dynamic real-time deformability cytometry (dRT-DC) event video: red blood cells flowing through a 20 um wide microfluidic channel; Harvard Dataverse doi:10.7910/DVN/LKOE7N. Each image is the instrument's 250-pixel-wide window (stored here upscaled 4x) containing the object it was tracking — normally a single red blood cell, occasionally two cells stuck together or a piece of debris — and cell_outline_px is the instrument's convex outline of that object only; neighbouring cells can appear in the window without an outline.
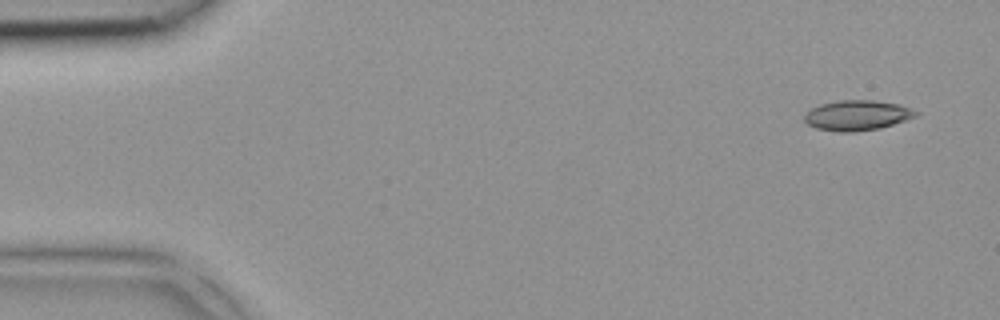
{"species": "common noctule bat (a hibernating species)", "species_latin": "Nyctalus noctula", "temperature_condition": "room temperature", "stored_images_in_passage": 3, "camera_frame_rate_fps": 3000, "um_per_image_px": 0.085, "animal": {"sex": "female", "body_mass_g": 18.4}, "frame": {"image": 1, "passage_image": 1, "time_ms": 0.0, "image_size_px": [1000, 320], "cell_outline_px": [[920, 112], [916, 116], [880, 128], [856, 132], [840, 132], [816, 128], [808, 124], [804, 120], [804, 112], [820, 104], [836, 100], [872, 100], [900, 104]], "centroid_in_image_um": [72.83, 9.8], "position_along_channel_um": 12.2, "area_um2": 19.65}}